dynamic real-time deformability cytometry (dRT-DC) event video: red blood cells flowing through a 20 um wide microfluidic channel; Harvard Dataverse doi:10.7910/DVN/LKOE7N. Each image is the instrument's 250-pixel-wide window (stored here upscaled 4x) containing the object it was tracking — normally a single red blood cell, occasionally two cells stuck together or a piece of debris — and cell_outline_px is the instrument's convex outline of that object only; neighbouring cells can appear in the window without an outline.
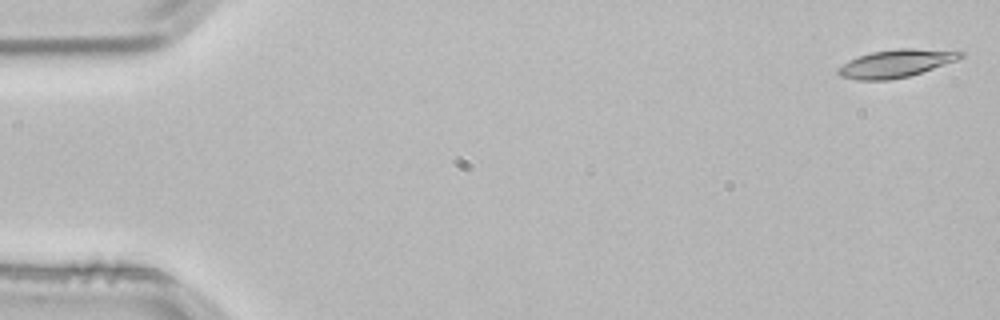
{"species": "common noctule bat (a hibernating species)", "species_latin": "Nyctalus noctula", "temperature_condition": "room temperature", "stored_images_in_passage": 4, "camera_frame_rate_fps": 3000, "um_per_image_px": 0.085, "animal": {"sex": "male", "body_mass_g": 21.5, "forearm_length_mm": 52.0}, "frame": {"image": 1, "passage_image": 1, "time_ms": 0.0, "image_size_px": [1000, 320], "cell_outline_px": [[964, 56], [956, 60], [908, 76], [888, 80], [856, 80], [840, 76], [836, 72], [836, 68], [848, 60], [872, 52], [896, 48], [912, 48], [964, 52]], "centroid_in_image_um": [76.08, 5.39], "position_along_channel_um": 8.9, "area_um2": 19.59}}
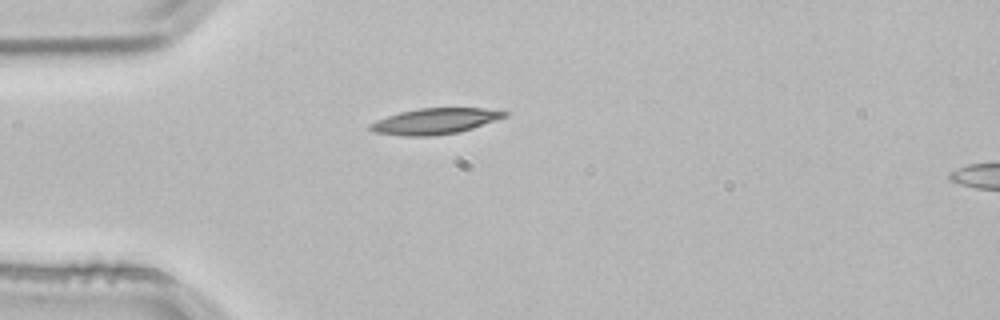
{"frame": {"image": 2, "passage_image": 4, "time_ms": 1.0, "image_size_px": [1000, 320], "cell_outline_px": [[508, 116], [460, 132], [432, 136], [404, 136], [372, 132], [368, 128], [368, 124], [376, 120], [400, 112], [420, 108], [484, 108], [508, 112]], "centroid_in_image_um": [36.94, 10.31], "position_along_channel_um": 48.1, "area_um2": 20.29}}